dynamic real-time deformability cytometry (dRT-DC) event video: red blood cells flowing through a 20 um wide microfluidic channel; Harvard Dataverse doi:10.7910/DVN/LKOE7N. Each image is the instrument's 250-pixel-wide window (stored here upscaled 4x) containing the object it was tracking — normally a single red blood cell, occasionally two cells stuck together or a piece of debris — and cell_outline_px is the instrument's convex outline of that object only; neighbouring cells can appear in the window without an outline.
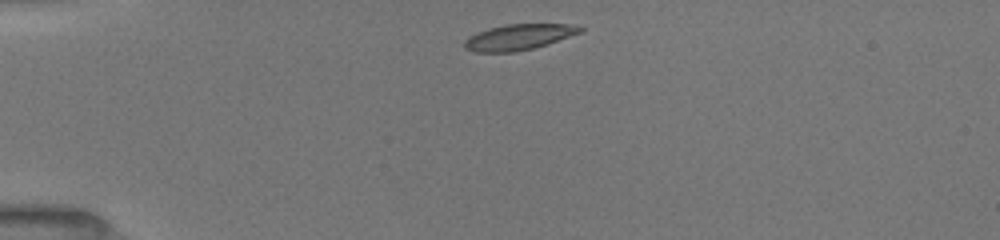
{"species": "common noctule bat (a hibernating species)", "species_latin": "Nyctalus noctula", "temperature_condition": "room temperature", "stored_images_in_passage": 40, "camera_frame_rate_fps": 3000, "um_per_image_px": 0.085, "animal": {"sex": "female", "body_mass_g": 19.5, "forearm_length_mm": 54.1}, "frame": {"image": 1, "passage_image": 1, "time_ms": 0.0, "image_size_px": [1000, 240], "cell_outline_px": [[584, 28], [580, 32], [548, 44], [532, 48], [512, 52], [476, 52], [464, 48], [464, 40], [468, 36], [476, 32], [488, 28], [504, 24], [568, 24]], "centroid_in_image_um": [44.02, 3.15], "position_along_channel_um": 41.0, "area_um2": 17.28}}
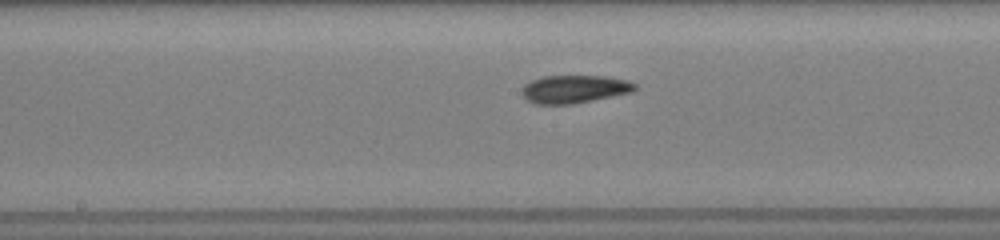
{"frame": {"image": 2, "passage_image": 16, "time_ms": 5.0, "image_size_px": [1000, 240], "cell_outline_px": [[636, 88], [632, 92], [572, 104], [536, 104], [528, 100], [520, 92], [520, 88], [524, 84], [532, 80], [544, 76], [608, 76], [628, 80], [636, 84]], "centroid_in_image_um": [48.8, 7.56], "position_along_channel_um": 199.4, "area_um2": 18.44}}
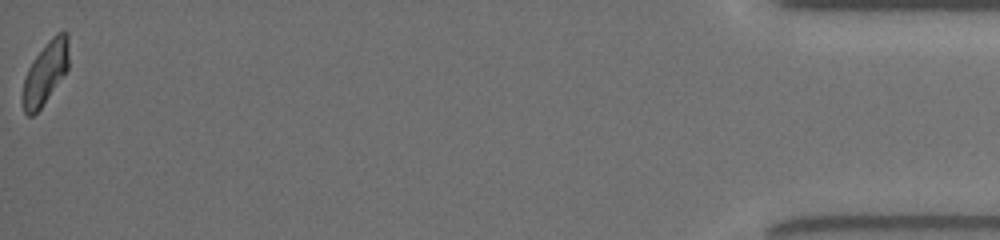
{"frame": {"image": 3, "passage_image": 40, "time_ms": 13.0, "image_size_px": [1000, 240], "cell_outline_px": [[68, 68], [40, 108], [32, 116], [28, 116], [24, 112], [20, 100], [20, 96], [24, 80], [28, 68], [32, 60], [48, 40], [56, 32], [64, 28], [68, 32]], "centroid_in_image_um": [3.83, 6.15], "position_along_channel_um": 431.4, "area_um2": 16.99}, "authors_computed_cell_mechanics": {"area_um2": 17.8891, "velocity_mm_per_s": 3.9894, "shape_relaxation_time_tau1_ms": 5.7134, "shape_relaxation_time_tau2_ms": 3.6499, "deformation_change_tau1": 0.1775, "deformation_change_tau2": 0.0762}}